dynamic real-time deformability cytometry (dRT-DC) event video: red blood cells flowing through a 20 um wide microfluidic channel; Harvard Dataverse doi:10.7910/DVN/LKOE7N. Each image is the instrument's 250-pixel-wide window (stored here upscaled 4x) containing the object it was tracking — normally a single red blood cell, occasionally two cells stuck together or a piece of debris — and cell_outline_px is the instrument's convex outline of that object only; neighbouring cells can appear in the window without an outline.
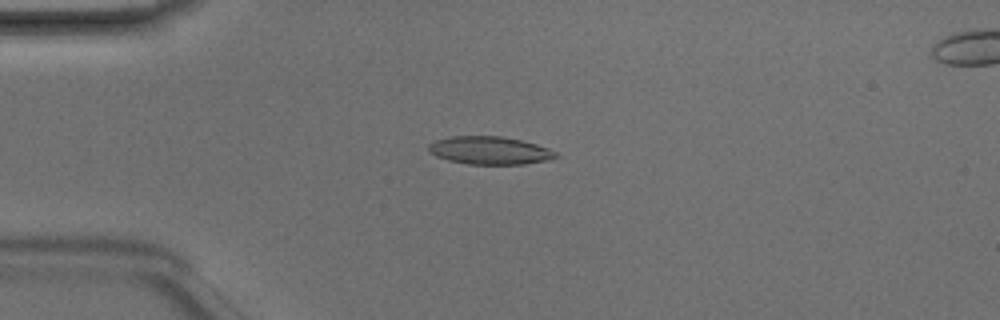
{"species": "Egyptian fruit bat (a non-hibernating species)", "species_latin": "Rousettus aegyptiacus", "temperature_condition": "room temperature", "stored_images_in_passage": 47, "camera_frame_rate_fps": 3000, "um_per_image_px": 0.085, "animal": {"sex": "male"}, "frame": {"image": 1, "passage_image": 11, "time_ms": 3.333, "image_size_px": [1000, 320], "cell_outline_px": [[560, 156], [548, 160], [524, 164], [468, 164], [448, 160], [436, 156], [428, 152], [428, 144], [436, 140], [452, 136], [500, 136], [520, 140], [536, 144], [548, 148], [556, 152]], "centroid_in_image_um": [41.62, 12.79], "position_along_channel_um": 43.4, "area_um2": 20.69}}
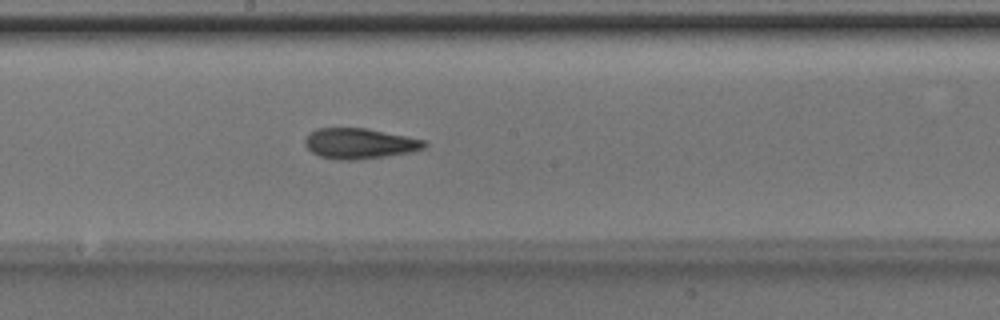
{"frame": {"image": 2, "passage_image": 25, "time_ms": 8.0, "image_size_px": [1000, 320], "cell_outline_px": [[428, 144], [424, 148], [412, 152], [356, 160], [336, 160], [320, 156], [312, 152], [304, 144], [304, 140], [316, 128], [364, 128], [424, 140]], "centroid_in_image_um": [30.54, 12.21], "position_along_channel_um": 217.7, "area_um2": 20.98}}
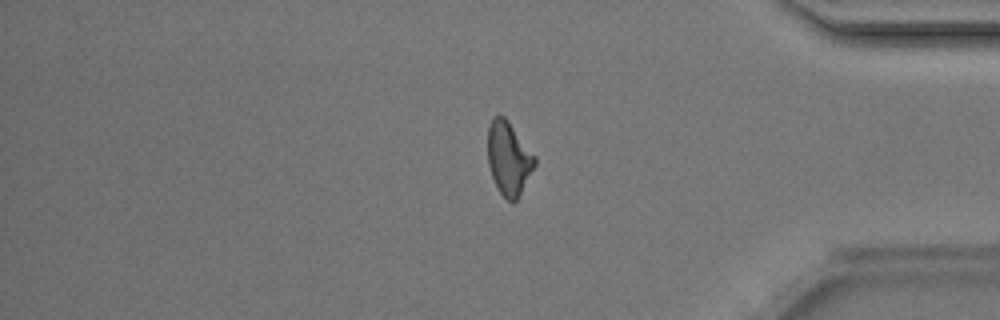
{"frame": {"image": 3, "passage_image": 39, "time_ms": 12.667, "image_size_px": [1000, 320], "cell_outline_px": [[536, 164], [516, 200], [512, 204], [500, 192], [492, 176], [488, 164], [488, 124], [492, 116], [504, 116], [508, 120], [536, 156]], "centroid_in_image_um": [43.24, 13.42], "position_along_channel_um": 392.0, "area_um2": 20.0}, "authors_computed_cell_mechanics": {"area_um2": 20.4034, "velocity_mm_per_s": 4.2211, "shape_relaxation_time_tau1_ms": 5.3909, "shape_relaxation_time_tau2_ms": 3.3256, "deformation_change_tau1": 0.1905, "deformation_change_tau2": 0.1271}}